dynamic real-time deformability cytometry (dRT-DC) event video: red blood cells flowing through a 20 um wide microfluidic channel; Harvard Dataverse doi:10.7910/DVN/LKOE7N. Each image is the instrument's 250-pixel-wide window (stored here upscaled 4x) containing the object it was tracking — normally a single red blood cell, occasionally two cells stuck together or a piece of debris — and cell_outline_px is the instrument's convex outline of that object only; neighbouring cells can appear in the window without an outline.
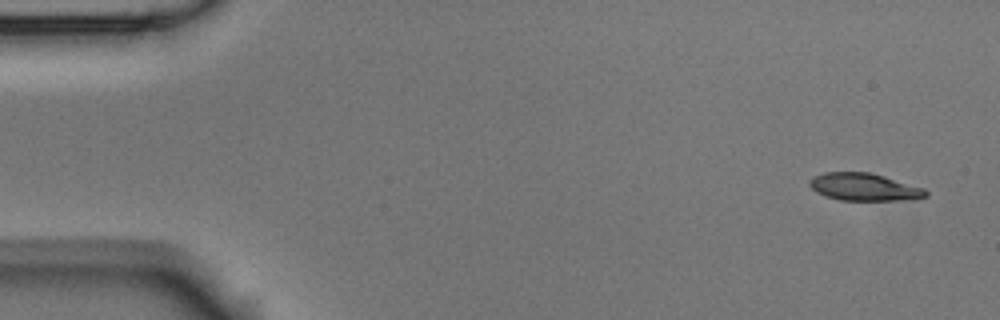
{"species": "Egyptian fruit bat (a non-hibernating species)", "species_latin": "Rousettus aegyptiacus", "temperature_condition": "room temperature", "stored_images_in_passage": 5, "camera_frame_rate_fps": 3000, "um_per_image_px": 0.085, "animal": {"sex": "male"}, "frame": {"image": 1, "passage_image": 1, "time_ms": 0.0, "image_size_px": [1000, 320], "cell_outline_px": [[928, 196], [916, 200], [840, 200], [824, 196], [816, 192], [808, 184], [816, 176], [824, 172], [868, 172], [884, 176], [924, 188], [928, 192]], "centroid_in_image_um": [73.5, 15.91], "position_along_channel_um": 11.5, "area_um2": 18.61}}
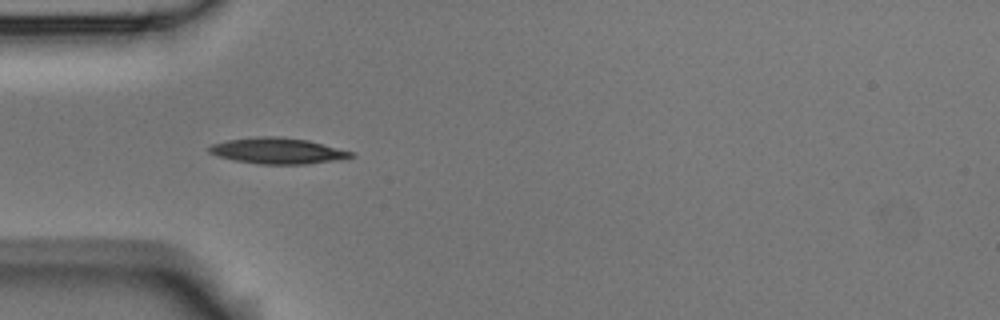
{"frame": {"image": 2, "passage_image": 5, "time_ms": 4.667, "image_size_px": [1000, 320], "cell_outline_px": [[356, 156], [336, 160], [308, 164], [260, 164], [236, 160], [216, 156], [208, 152], [208, 148], [212, 144], [228, 140], [260, 136], [280, 136], [308, 140], [352, 152]], "centroid_in_image_um": [23.58, 12.82], "position_along_channel_um": 61.4, "area_um2": 21.33}}